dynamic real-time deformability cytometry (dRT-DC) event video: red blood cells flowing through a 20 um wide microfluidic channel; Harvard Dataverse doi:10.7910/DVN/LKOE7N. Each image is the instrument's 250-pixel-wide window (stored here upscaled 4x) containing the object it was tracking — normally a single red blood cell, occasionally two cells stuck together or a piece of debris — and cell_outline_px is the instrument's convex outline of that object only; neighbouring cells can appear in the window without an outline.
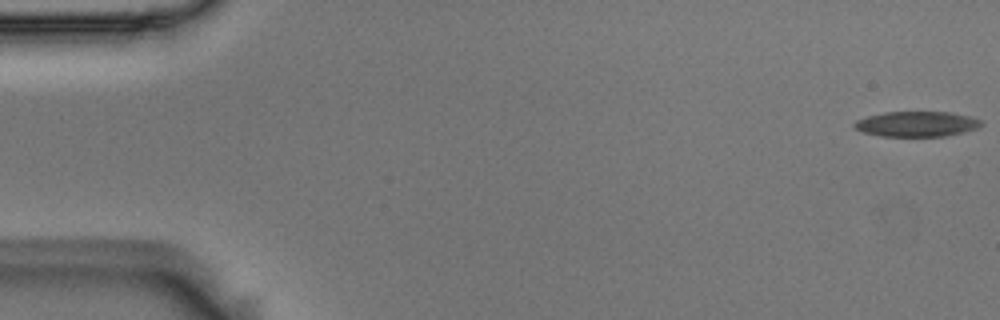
{"species": "Egyptian fruit bat (a non-hibernating species)", "species_latin": "Rousettus aegyptiacus", "temperature_condition": "room temperature", "stored_images_in_passage": 5, "camera_frame_rate_fps": 3000, "um_per_image_px": 0.085, "animal": {"sex": "male"}, "frame": {"image": 1, "passage_image": 1, "time_ms": 0.0, "image_size_px": [1000, 320], "cell_outline_px": [[984, 124], [976, 128], [964, 132], [944, 136], [880, 136], [860, 132], [852, 124], [856, 120], [868, 116], [884, 112], [948, 112], [968, 116], [980, 120]], "centroid_in_image_um": [77.88, 10.54], "position_along_channel_um": 7.1, "area_um2": 18.61}}